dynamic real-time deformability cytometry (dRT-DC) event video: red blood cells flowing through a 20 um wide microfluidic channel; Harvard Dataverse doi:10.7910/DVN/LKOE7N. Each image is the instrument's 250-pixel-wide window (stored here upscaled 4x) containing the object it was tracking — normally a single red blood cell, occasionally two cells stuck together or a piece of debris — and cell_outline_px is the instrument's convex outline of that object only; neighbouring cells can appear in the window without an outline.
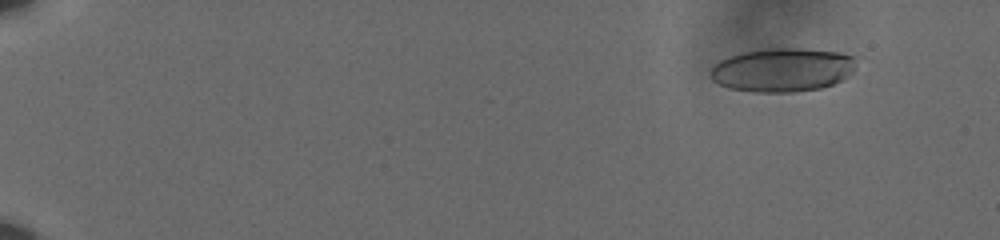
{"species": "human", "species_latin": "Homo sapiens", "temperature_condition": "cold", "stored_images_in_passage": 55, "camera_frame_rate_fps": 3000, "um_per_image_px": 0.085, "donor": {"sex": "male"}, "frame": {"image": 1, "passage_image": 1, "time_ms": 0.0, "image_size_px": [1000, 240], "cell_outline_px": [[856, 56], [852, 68], [848, 76], [844, 80], [820, 88], [792, 92], [752, 92], [728, 88], [712, 80], [708, 76], [708, 72], [712, 64], [728, 56], [744, 52], [768, 48], [800, 48], [840, 52]], "centroid_in_image_um": [66.45, 5.93], "position_along_channel_um": 18.5, "area_um2": 37.45}}
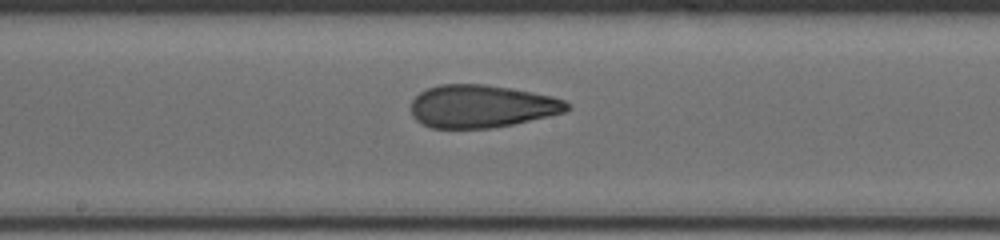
{"frame": {"image": 2, "passage_image": 30, "time_ms": 9.667, "image_size_px": [1000, 240], "cell_outline_px": [[572, 108], [564, 112], [548, 116], [512, 124], [492, 128], [432, 128], [420, 124], [412, 116], [412, 100], [420, 92], [428, 88], [440, 84], [484, 84], [532, 92], [552, 96], [564, 100]], "centroid_in_image_um": [40.91, 9.04], "position_along_channel_um": 207.3, "area_um2": 38.78}}
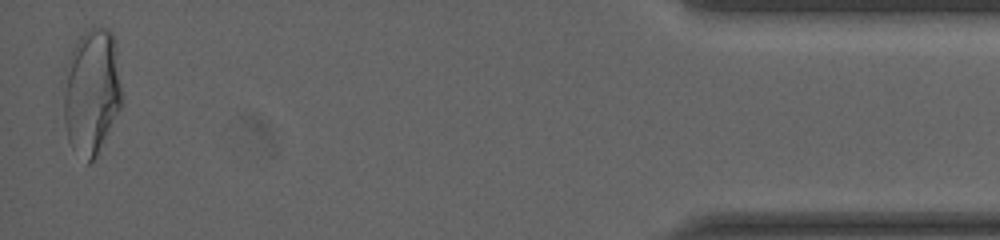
{"frame": {"image": 3, "passage_image": 54, "time_ms": 17.667, "image_size_px": [1000, 240], "cell_outline_px": [[120, 108], [96, 156], [88, 164], [72, 148], [68, 140], [64, 124], [60, 80], [64, 68], [72, 48], [76, 40], [88, 28], [108, 28], [112, 32], [116, 40], [120, 84]], "centroid_in_image_um": [7.71, 7.75], "position_along_channel_um": 427.5, "area_um2": 43.64}, "authors_computed_cell_mechanics": {"area_um2": 39.015, "velocity_mm_per_s": 3.6173, "shape_relaxation_time_tau1_ms": null, "shape_relaxation_time_tau2_ms": 1.381, "deformation_change_tau1": null, "deformation_change_tau2": 0.0904}}